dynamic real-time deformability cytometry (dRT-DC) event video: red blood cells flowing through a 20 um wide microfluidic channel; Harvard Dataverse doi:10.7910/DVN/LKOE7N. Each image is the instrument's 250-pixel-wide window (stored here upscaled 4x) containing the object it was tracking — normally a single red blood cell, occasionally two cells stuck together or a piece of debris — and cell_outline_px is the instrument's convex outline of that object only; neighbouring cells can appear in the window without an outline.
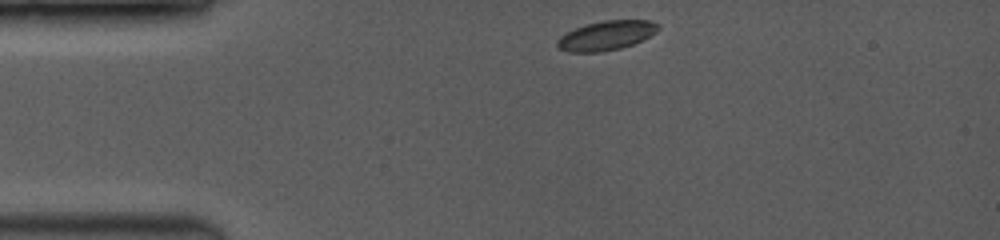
{"species": "common noctule bat (a hibernating species)", "species_latin": "Nyctalus noctula", "temperature_condition": "room temperature", "stored_images_in_passage": 41, "camera_frame_rate_fps": 3500, "um_per_image_px": 0.085, "animal": {"sex": "female", "body_mass_g": 19.0, "forearm_length_mm": 53.3}, "frame": {"image": 1, "passage_image": 1, "time_ms": 0.0, "image_size_px": [1000, 240], "cell_outline_px": [[660, 28], [656, 32], [632, 44], [620, 48], [600, 52], [568, 52], [560, 48], [556, 44], [560, 36], [576, 28], [588, 24], [604, 20], [648, 20], [656, 24]], "centroid_in_image_um": [51.52, 3.02], "position_along_channel_um": 33.5, "area_um2": 16.88}}
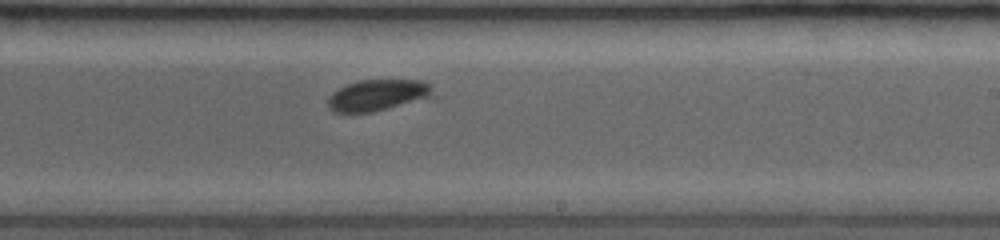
{"frame": {"image": 2, "passage_image": 24, "time_ms": 6.571, "image_size_px": [1000, 240], "cell_outline_px": [[436, 96], [372, 112], [332, 112], [328, 108], [328, 96], [332, 92], [348, 84], [360, 80], [424, 80], [428, 84]], "centroid_in_image_um": [32.1, 8.09], "position_along_channel_um": 256.9, "area_um2": 19.07}}
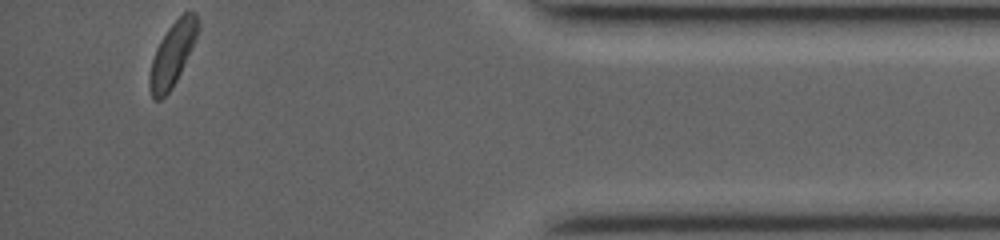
{"frame": {"image": 3, "passage_image": 41, "time_ms": 11.429, "image_size_px": [1000, 240], "cell_outline_px": [[200, 28], [180, 72], [172, 88], [160, 100], [152, 100], [148, 88], [148, 76], [152, 60], [156, 48], [160, 40], [168, 28], [184, 12], [196, 12], [200, 24]], "centroid_in_image_um": [14.63, 4.62], "position_along_channel_um": 420.6, "area_um2": 17.86}, "authors_computed_cell_mechanics": {"area_um2": 18.5538, "velocity_mm_per_s": 4.0774, "shape_relaxation_time_tau1_ms": null, "shape_relaxation_time_tau2_ms": 2.2874, "deformation_change_tau1": null, "deformation_change_tau2": 0.0463}}